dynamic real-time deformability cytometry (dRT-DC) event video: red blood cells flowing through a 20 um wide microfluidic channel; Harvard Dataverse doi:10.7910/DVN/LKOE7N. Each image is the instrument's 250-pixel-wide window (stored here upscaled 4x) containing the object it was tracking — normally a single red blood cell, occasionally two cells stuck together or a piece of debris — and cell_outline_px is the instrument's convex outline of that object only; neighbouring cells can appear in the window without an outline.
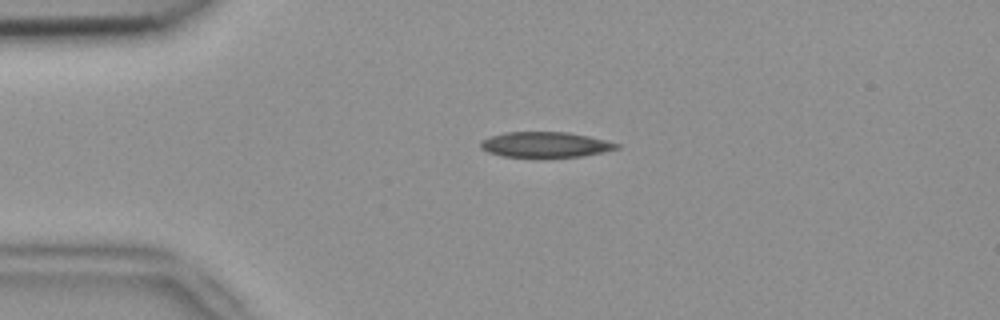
{"species": "common noctule bat (a hibernating species)", "species_latin": "Nyctalus noctula", "temperature_condition": "room temperature", "stored_images_in_passage": 42, "camera_frame_rate_fps": 3000, "um_per_image_px": 0.085, "animal": {"sex": "female", "body_mass_g": 18.4}, "frame": {"image": 1, "passage_image": 1, "time_ms": 0.0, "image_size_px": [1000, 320], "cell_outline_px": [[620, 148], [604, 152], [580, 156], [504, 156], [488, 152], [480, 148], [480, 144], [484, 140], [492, 136], [504, 132], [568, 132], [588, 136], [620, 144]], "centroid_in_image_um": [46.38, 12.28], "position_along_channel_um": 38.6, "area_um2": 19.71}}
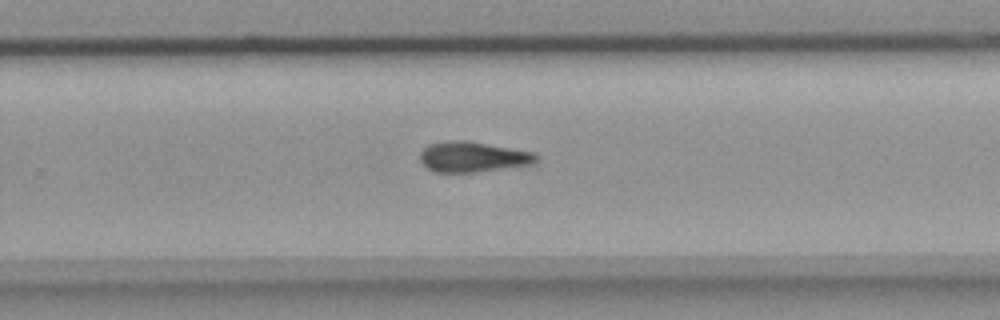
{"frame": {"image": 2, "passage_image": 23, "time_ms": 7.333, "image_size_px": [1000, 320], "cell_outline_px": [[540, 156], [532, 164], [476, 172], [436, 172], [428, 168], [420, 160], [420, 152], [428, 144], [444, 140], [468, 140], [532, 152]], "centroid_in_image_um": [40.16, 13.32], "position_along_channel_um": 289.6, "area_um2": 20.58}}
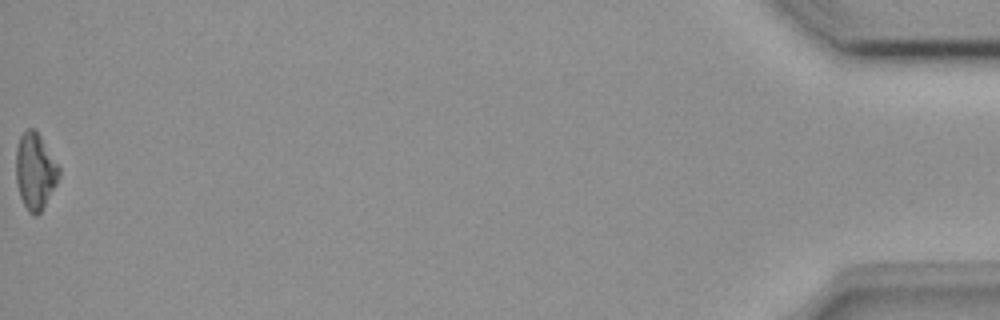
{"frame": {"image": 3, "passage_image": 42, "time_ms": 13.667, "image_size_px": [1000, 320], "cell_outline_px": [[60, 176], [56, 184], [40, 212], [36, 216], [28, 212], [20, 196], [16, 180], [16, 148], [20, 136], [28, 128], [36, 128], [60, 168]], "centroid_in_image_um": [2.98, 14.52], "position_along_channel_um": 432.2, "area_um2": 19.07}, "authors_computed_cell_mechanics": {"area_um2": 20.5479, "velocity_mm_per_s": 3.8302, "shape_relaxation_time_tau1_ms": null, "shape_relaxation_time_tau2_ms": 10.1971, "deformation_change_tau1": null, "deformation_change_tau2": 0.202}}